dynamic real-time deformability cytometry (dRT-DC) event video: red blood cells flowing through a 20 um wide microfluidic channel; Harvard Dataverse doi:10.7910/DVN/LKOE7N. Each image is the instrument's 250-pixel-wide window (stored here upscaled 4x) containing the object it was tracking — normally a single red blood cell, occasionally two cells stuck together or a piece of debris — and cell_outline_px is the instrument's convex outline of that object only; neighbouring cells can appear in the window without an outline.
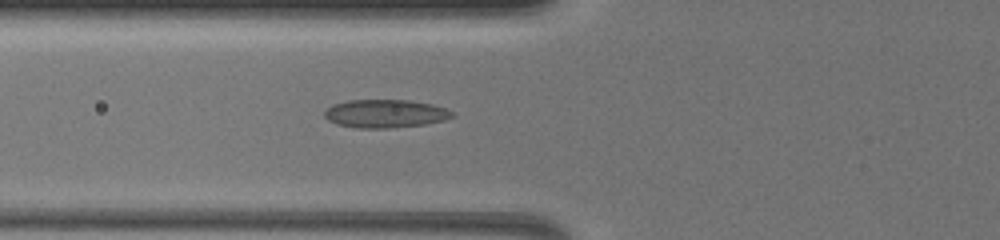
{"species": "common noctule bat (a hibernating species)", "species_latin": "Nyctalus noctula", "temperature_condition": "warm", "stored_images_in_passage": 22, "camera_frame_rate_fps": 3000, "um_per_image_px": 0.085, "animal": {"sex": "female", "body_mass_g": 19.5, "forearm_length_mm": 54.1}, "frame": {"image": 1, "passage_image": 15, "time_ms": 6.333, "image_size_px": [1000, 240], "cell_outline_px": [[456, 116], [444, 120], [428, 124], [392, 128], [356, 128], [336, 124], [328, 120], [324, 116], [324, 112], [332, 104], [348, 100], [408, 100], [432, 104], [456, 112]], "centroid_in_image_um": [32.77, 9.66], "position_along_channel_um": 93.0, "area_um2": 21.27}}
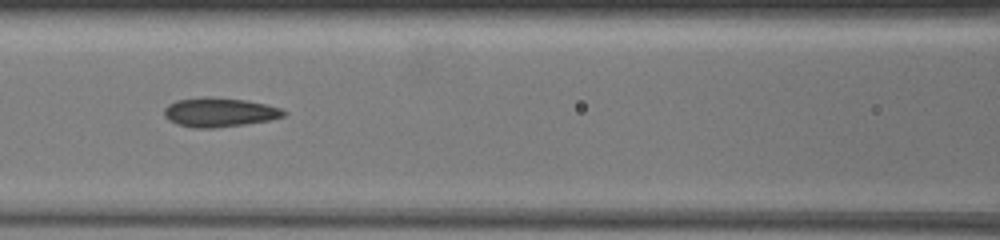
{"frame": {"image": 2, "passage_image": 18, "time_ms": 7.667, "image_size_px": [1000, 240], "cell_outline_px": [[288, 112], [284, 116], [268, 120], [244, 124], [212, 128], [192, 128], [176, 124], [168, 120], [164, 116], [164, 108], [168, 104], [176, 100], [200, 96], [208, 96], [248, 100], [280, 108]], "centroid_in_image_um": [18.59, 9.53], "position_along_channel_um": 148.0, "area_um2": 20.52}}
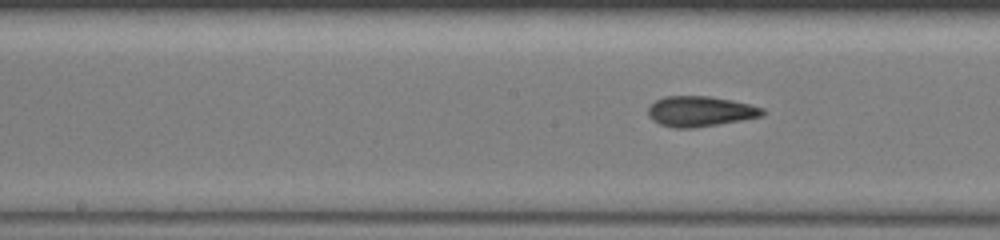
{"frame": {"image": 3, "passage_image": 21, "time_ms": 8.667, "image_size_px": [1000, 240], "cell_outline_px": [[764, 112], [760, 116], [740, 120], [696, 128], [672, 128], [660, 124], [652, 120], [648, 116], [648, 108], [656, 100], [664, 96], [708, 96], [732, 100], [764, 108]], "centroid_in_image_um": [59.47, 9.47], "position_along_channel_um": 188.7, "area_um2": 20.11}}